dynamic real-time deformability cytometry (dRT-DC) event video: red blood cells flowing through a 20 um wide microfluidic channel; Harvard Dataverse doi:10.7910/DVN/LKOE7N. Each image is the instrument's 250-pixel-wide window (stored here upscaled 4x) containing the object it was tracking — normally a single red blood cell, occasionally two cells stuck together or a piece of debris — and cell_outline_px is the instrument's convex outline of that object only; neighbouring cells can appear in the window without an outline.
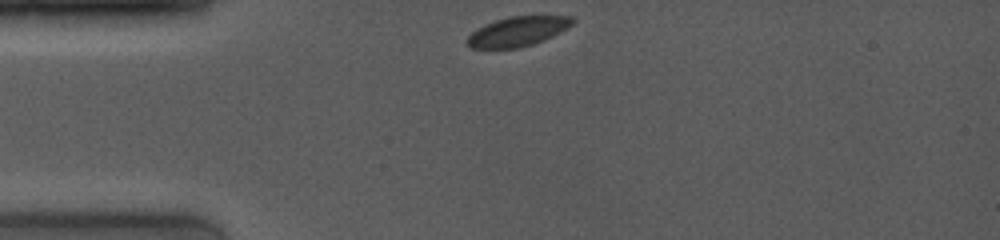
{"species": "common noctule bat (a hibernating species)", "species_latin": "Nyctalus noctula", "temperature_condition": "room temperature", "stored_images_in_passage": 9, "camera_frame_rate_fps": 4000, "um_per_image_px": 0.085, "animal": {"sex": "female", "body_mass_g": 19.0, "forearm_length_mm": 53.3}, "frame": {"image": 1, "passage_image": 1, "time_ms": 0.0, "image_size_px": [1000, 240], "cell_outline_px": [[576, 20], [572, 24], [552, 36], [544, 40], [520, 48], [472, 48], [464, 44], [464, 40], [472, 32], [496, 20], [508, 16], [572, 16]], "centroid_in_image_um": [43.98, 2.68], "position_along_channel_um": 41.0, "area_um2": 18.03}}
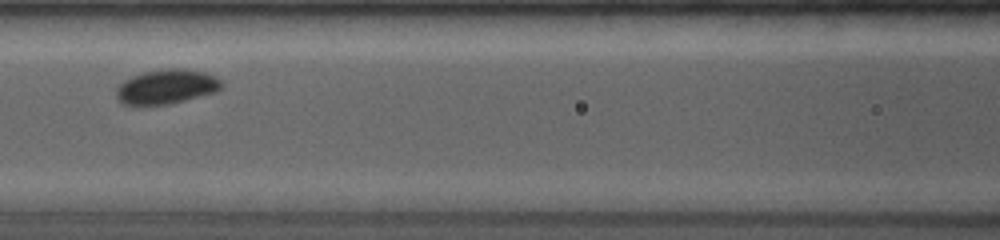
{"frame": {"image": 2, "passage_image": 6, "time_ms": 3.5, "image_size_px": [1000, 240], "cell_outline_px": [[224, 84], [216, 92], [168, 104], [120, 104], [116, 96], [116, 88], [124, 80], [132, 76], [144, 72], [172, 68], [180, 68], [204, 72], [216, 76]], "centroid_in_image_um": [14.15, 7.36], "position_along_channel_um": 152.4, "area_um2": 20.98}}
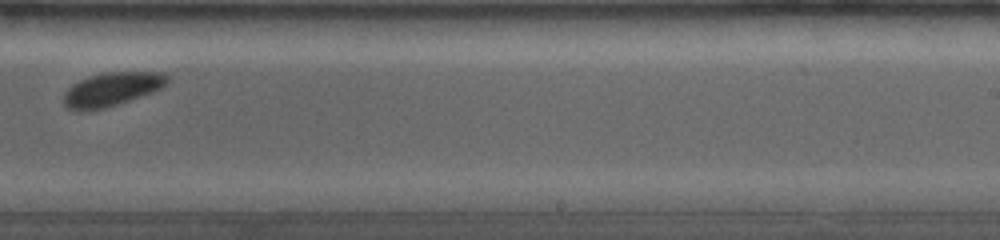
{"frame": {"image": 3, "passage_image": 9, "time_ms": 6.75, "image_size_px": [1000, 240], "cell_outline_px": [[168, 80], [160, 88], [152, 92], [104, 108], [80, 112], [68, 108], [64, 104], [64, 92], [72, 84], [88, 76], [108, 72], [164, 72], [168, 76]], "centroid_in_image_um": [9.46, 7.58], "position_along_channel_um": 279.5, "area_um2": 20.11}}